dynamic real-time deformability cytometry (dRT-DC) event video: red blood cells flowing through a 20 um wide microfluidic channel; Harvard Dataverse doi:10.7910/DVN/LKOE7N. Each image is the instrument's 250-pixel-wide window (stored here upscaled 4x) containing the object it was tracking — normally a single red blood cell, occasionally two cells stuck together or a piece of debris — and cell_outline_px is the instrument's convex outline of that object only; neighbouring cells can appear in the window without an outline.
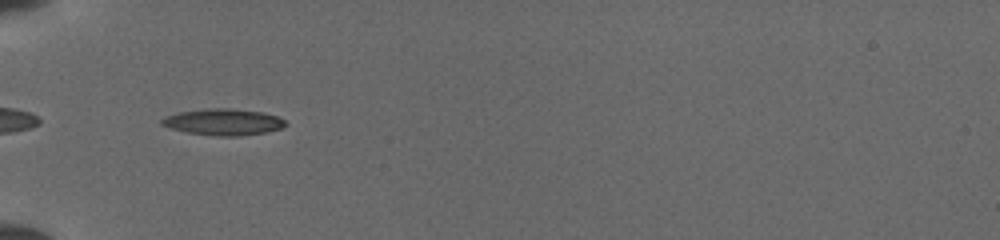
{"species": "common noctule bat (a hibernating species)", "species_latin": "Nyctalus noctula", "temperature_condition": "cold", "stored_images_in_passage": 34, "camera_frame_rate_fps": 3000, "um_per_image_px": 0.085, "animal": {"sex": "female", "body_mass_g": 19.5, "forearm_length_mm": 54.1}, "frame": {"image": 1, "passage_image": 2, "time_ms": 0.333, "image_size_px": [1000, 240], "cell_outline_px": [[288, 124], [280, 128], [264, 132], [240, 136], [220, 136], [188, 132], [172, 128], [160, 124], [160, 120], [168, 116], [180, 112], [208, 108], [232, 108], [260, 112], [280, 116]], "centroid_in_image_um": [19.02, 10.36], "position_along_channel_um": 66.0, "area_um2": 18.79}}
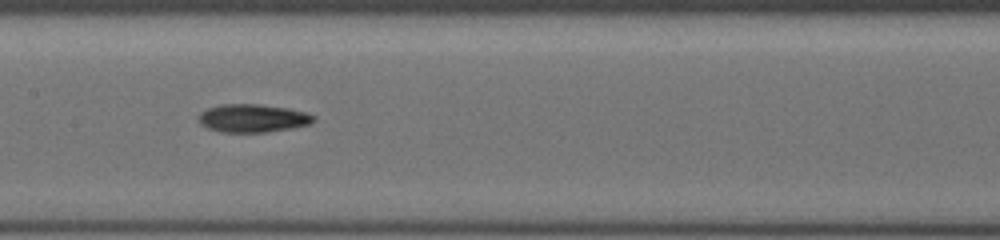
{"frame": {"image": 2, "passage_image": 11, "time_ms": 3.333, "image_size_px": [1000, 240], "cell_outline_px": [[316, 120], [308, 124], [292, 128], [264, 132], [224, 132], [208, 128], [200, 124], [196, 120], [196, 116], [200, 112], [208, 108], [220, 104], [260, 104], [288, 108], [308, 112], [316, 116]], "centroid_in_image_um": [21.47, 10.04], "position_along_channel_um": 185.9, "area_um2": 19.07}}
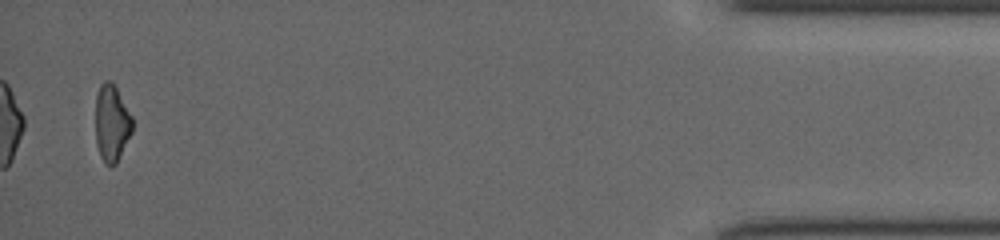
{"frame": {"image": 3, "passage_image": 33, "time_ms": 10.667, "image_size_px": [1000, 240], "cell_outline_px": [[132, 132], [116, 164], [108, 164], [100, 156], [96, 144], [96, 92], [100, 84], [104, 80], [112, 80], [132, 116]], "centroid_in_image_um": [9.49, 10.41], "position_along_channel_um": 425.7, "area_um2": 16.47}}